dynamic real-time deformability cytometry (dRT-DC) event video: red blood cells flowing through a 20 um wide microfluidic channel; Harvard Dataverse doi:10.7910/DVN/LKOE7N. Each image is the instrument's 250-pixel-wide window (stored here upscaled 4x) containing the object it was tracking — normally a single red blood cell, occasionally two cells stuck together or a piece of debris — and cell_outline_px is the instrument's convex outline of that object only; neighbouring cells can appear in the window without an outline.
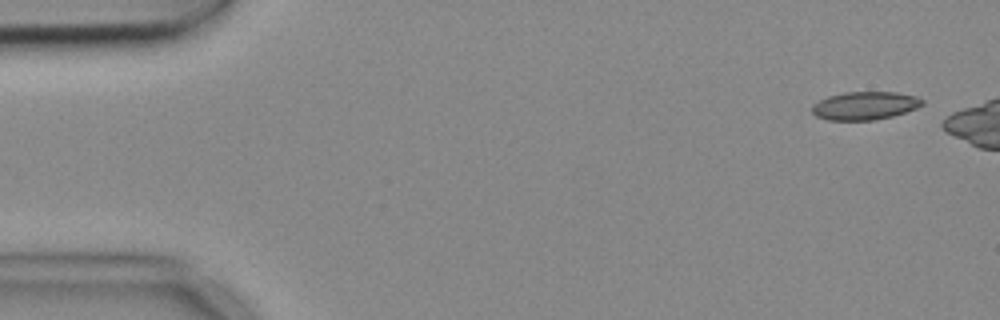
{"species": "common noctule bat (a hibernating species)", "species_latin": "Nyctalus noctula", "temperature_condition": "cold", "stored_images_in_passage": 4, "camera_frame_rate_fps": 3000, "um_per_image_px": 0.085, "animal": {"sex": "female", "body_mass_g": 18.4}, "frame": {"image": 1, "passage_image": 1, "time_ms": 0.0, "image_size_px": [1000, 320], "cell_outline_px": [[924, 104], [916, 108], [892, 116], [876, 120], [828, 120], [816, 116], [812, 112], [812, 104], [828, 96], [844, 92], [896, 92], [916, 96], [924, 100]], "centroid_in_image_um": [73.51, 8.98], "position_along_channel_um": 11.5, "area_um2": 18.09}}